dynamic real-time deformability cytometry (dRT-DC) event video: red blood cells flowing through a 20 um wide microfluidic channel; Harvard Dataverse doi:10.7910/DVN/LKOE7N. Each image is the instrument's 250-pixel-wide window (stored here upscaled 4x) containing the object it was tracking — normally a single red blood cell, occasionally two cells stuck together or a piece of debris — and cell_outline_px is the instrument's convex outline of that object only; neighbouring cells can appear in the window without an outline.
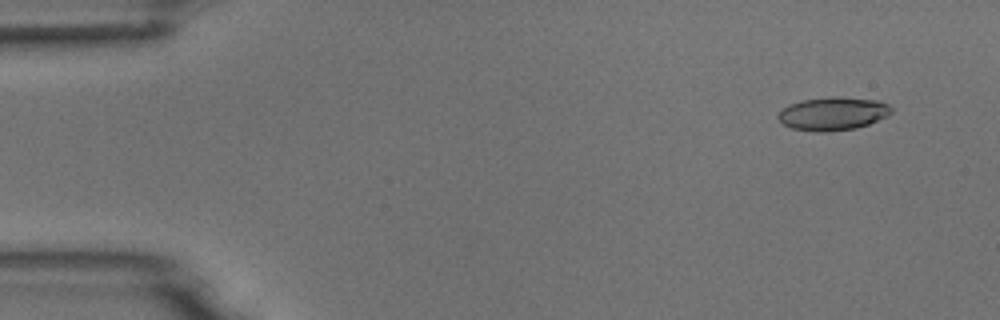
{"species": "common noctule bat (a hibernating species)", "species_latin": "Nyctalus noctula", "temperature_condition": "room temperature", "stored_images_in_passage": 7, "camera_frame_rate_fps": 3000, "um_per_image_px": 0.085, "animal": {"sex": "male", "body_mass_g": 18.8}, "frame": {"image": 1, "passage_image": 2, "time_ms": 0.333, "image_size_px": [1000, 320], "cell_outline_px": [[892, 112], [888, 116], [868, 124], [856, 128], [828, 132], [816, 132], [792, 128], [784, 124], [776, 116], [784, 108], [800, 100], [832, 96], [836, 96], [880, 100], [888, 104], [892, 108]], "centroid_in_image_um": [70.83, 9.65], "position_along_channel_um": 14.2, "area_um2": 22.02}}
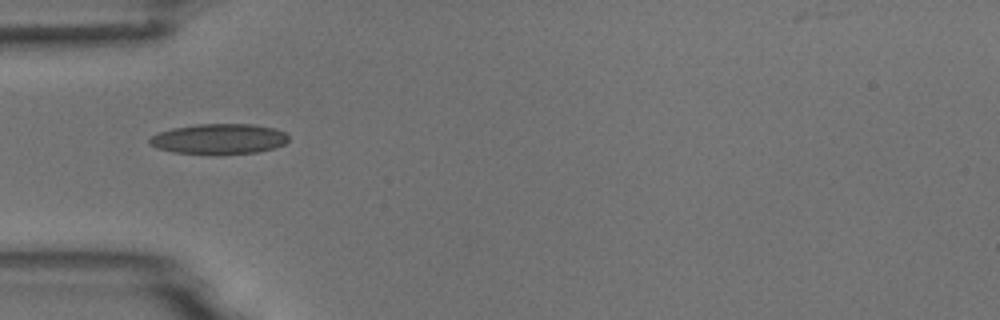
{"frame": {"image": 2, "passage_image": 5, "time_ms": 1.333, "image_size_px": [1000, 320], "cell_outline_px": [[288, 140], [284, 144], [272, 148], [256, 152], [216, 156], [172, 152], [156, 148], [148, 144], [148, 140], [152, 136], [160, 132], [172, 128], [196, 124], [252, 124], [276, 128], [284, 132], [288, 136]], "centroid_in_image_um": [18.58, 11.83], "position_along_channel_um": 66.4, "area_um2": 25.09}}